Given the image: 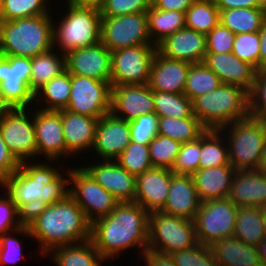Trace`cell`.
Masks as SVG:
<instances>
[{"instance_id": "d4e9b609", "label": "cell", "mask_w": 266, "mask_h": 266, "mask_svg": "<svg viewBox=\"0 0 266 266\" xmlns=\"http://www.w3.org/2000/svg\"><path fill=\"white\" fill-rule=\"evenodd\" d=\"M190 64L168 59L156 52L151 64L149 87L159 92L184 93Z\"/></svg>"}, {"instance_id": "7bdbcfd3", "label": "cell", "mask_w": 266, "mask_h": 266, "mask_svg": "<svg viewBox=\"0 0 266 266\" xmlns=\"http://www.w3.org/2000/svg\"><path fill=\"white\" fill-rule=\"evenodd\" d=\"M45 2L46 0H3L0 21L49 14Z\"/></svg>"}, {"instance_id": "7a4b0ae2", "label": "cell", "mask_w": 266, "mask_h": 266, "mask_svg": "<svg viewBox=\"0 0 266 266\" xmlns=\"http://www.w3.org/2000/svg\"><path fill=\"white\" fill-rule=\"evenodd\" d=\"M29 229L31 236L41 243L43 254L91 237V222L70 195L61 202L48 205Z\"/></svg>"}, {"instance_id": "7c38bea8", "label": "cell", "mask_w": 266, "mask_h": 266, "mask_svg": "<svg viewBox=\"0 0 266 266\" xmlns=\"http://www.w3.org/2000/svg\"><path fill=\"white\" fill-rule=\"evenodd\" d=\"M111 82L71 74V94L65 110L101 118L111 110Z\"/></svg>"}, {"instance_id": "f907efd6", "label": "cell", "mask_w": 266, "mask_h": 266, "mask_svg": "<svg viewBox=\"0 0 266 266\" xmlns=\"http://www.w3.org/2000/svg\"><path fill=\"white\" fill-rule=\"evenodd\" d=\"M234 40L235 34L219 23L206 35V53L232 52Z\"/></svg>"}, {"instance_id": "f546056e", "label": "cell", "mask_w": 266, "mask_h": 266, "mask_svg": "<svg viewBox=\"0 0 266 266\" xmlns=\"http://www.w3.org/2000/svg\"><path fill=\"white\" fill-rule=\"evenodd\" d=\"M234 236L246 244L257 246L266 237L264 208L238 207Z\"/></svg>"}, {"instance_id": "6125c7cd", "label": "cell", "mask_w": 266, "mask_h": 266, "mask_svg": "<svg viewBox=\"0 0 266 266\" xmlns=\"http://www.w3.org/2000/svg\"><path fill=\"white\" fill-rule=\"evenodd\" d=\"M262 266H266V237L256 246Z\"/></svg>"}, {"instance_id": "83f0119b", "label": "cell", "mask_w": 266, "mask_h": 266, "mask_svg": "<svg viewBox=\"0 0 266 266\" xmlns=\"http://www.w3.org/2000/svg\"><path fill=\"white\" fill-rule=\"evenodd\" d=\"M235 172L231 164L198 169L192 177L200 201L228 198Z\"/></svg>"}, {"instance_id": "8fae6325", "label": "cell", "mask_w": 266, "mask_h": 266, "mask_svg": "<svg viewBox=\"0 0 266 266\" xmlns=\"http://www.w3.org/2000/svg\"><path fill=\"white\" fill-rule=\"evenodd\" d=\"M156 45L142 44L111 52V86L126 84L146 85L150 79Z\"/></svg>"}, {"instance_id": "836d02e7", "label": "cell", "mask_w": 266, "mask_h": 266, "mask_svg": "<svg viewBox=\"0 0 266 266\" xmlns=\"http://www.w3.org/2000/svg\"><path fill=\"white\" fill-rule=\"evenodd\" d=\"M146 14L149 37L152 40L156 36L154 45L185 27V12L159 10L152 5Z\"/></svg>"}, {"instance_id": "680465c9", "label": "cell", "mask_w": 266, "mask_h": 266, "mask_svg": "<svg viewBox=\"0 0 266 266\" xmlns=\"http://www.w3.org/2000/svg\"><path fill=\"white\" fill-rule=\"evenodd\" d=\"M219 11L234 8H257L261 7L257 0H214Z\"/></svg>"}, {"instance_id": "8992f818", "label": "cell", "mask_w": 266, "mask_h": 266, "mask_svg": "<svg viewBox=\"0 0 266 266\" xmlns=\"http://www.w3.org/2000/svg\"><path fill=\"white\" fill-rule=\"evenodd\" d=\"M68 13L53 27V46L57 42L64 54L78 48L90 47L101 42L100 8L76 6L68 3ZM56 28V29H55Z\"/></svg>"}, {"instance_id": "6da1fadb", "label": "cell", "mask_w": 266, "mask_h": 266, "mask_svg": "<svg viewBox=\"0 0 266 266\" xmlns=\"http://www.w3.org/2000/svg\"><path fill=\"white\" fill-rule=\"evenodd\" d=\"M149 214L136 202H119L111 214L96 218L90 239L102 258H112L137 245L144 253L148 249Z\"/></svg>"}, {"instance_id": "ab89813d", "label": "cell", "mask_w": 266, "mask_h": 266, "mask_svg": "<svg viewBox=\"0 0 266 266\" xmlns=\"http://www.w3.org/2000/svg\"><path fill=\"white\" fill-rule=\"evenodd\" d=\"M70 94L71 74L65 70L43 85L35 94V97L41 95L48 102V106L46 108L44 107L43 110L59 111L66 109L68 106Z\"/></svg>"}, {"instance_id": "44dd1931", "label": "cell", "mask_w": 266, "mask_h": 266, "mask_svg": "<svg viewBox=\"0 0 266 266\" xmlns=\"http://www.w3.org/2000/svg\"><path fill=\"white\" fill-rule=\"evenodd\" d=\"M34 114L37 155L44 153L45 157L54 161L66 153L61 113L40 108Z\"/></svg>"}, {"instance_id": "cb8c5ba5", "label": "cell", "mask_w": 266, "mask_h": 266, "mask_svg": "<svg viewBox=\"0 0 266 266\" xmlns=\"http://www.w3.org/2000/svg\"><path fill=\"white\" fill-rule=\"evenodd\" d=\"M200 204L192 175L173 173L166 204L160 211L194 220Z\"/></svg>"}, {"instance_id": "5b68a950", "label": "cell", "mask_w": 266, "mask_h": 266, "mask_svg": "<svg viewBox=\"0 0 266 266\" xmlns=\"http://www.w3.org/2000/svg\"><path fill=\"white\" fill-rule=\"evenodd\" d=\"M192 106L193 114L206 129L223 131L232 122L249 116L248 91L238 85L222 83L215 90L196 97Z\"/></svg>"}, {"instance_id": "8d00e7d4", "label": "cell", "mask_w": 266, "mask_h": 266, "mask_svg": "<svg viewBox=\"0 0 266 266\" xmlns=\"http://www.w3.org/2000/svg\"><path fill=\"white\" fill-rule=\"evenodd\" d=\"M154 112L158 117L187 118L193 114L192 100L184 93H169L153 90Z\"/></svg>"}, {"instance_id": "e575fe53", "label": "cell", "mask_w": 266, "mask_h": 266, "mask_svg": "<svg viewBox=\"0 0 266 266\" xmlns=\"http://www.w3.org/2000/svg\"><path fill=\"white\" fill-rule=\"evenodd\" d=\"M206 130L197 117L158 118V135L171 138L181 144L196 140Z\"/></svg>"}, {"instance_id": "ac0fdd59", "label": "cell", "mask_w": 266, "mask_h": 266, "mask_svg": "<svg viewBox=\"0 0 266 266\" xmlns=\"http://www.w3.org/2000/svg\"><path fill=\"white\" fill-rule=\"evenodd\" d=\"M156 48L168 59L202 63L206 55V35L184 27L165 37Z\"/></svg>"}, {"instance_id": "52a82bcc", "label": "cell", "mask_w": 266, "mask_h": 266, "mask_svg": "<svg viewBox=\"0 0 266 266\" xmlns=\"http://www.w3.org/2000/svg\"><path fill=\"white\" fill-rule=\"evenodd\" d=\"M199 244L194 220L153 211L149 214L148 249L172 254Z\"/></svg>"}, {"instance_id": "94428289", "label": "cell", "mask_w": 266, "mask_h": 266, "mask_svg": "<svg viewBox=\"0 0 266 266\" xmlns=\"http://www.w3.org/2000/svg\"><path fill=\"white\" fill-rule=\"evenodd\" d=\"M104 0H68V3L76 6H92L100 8Z\"/></svg>"}, {"instance_id": "74e56055", "label": "cell", "mask_w": 266, "mask_h": 266, "mask_svg": "<svg viewBox=\"0 0 266 266\" xmlns=\"http://www.w3.org/2000/svg\"><path fill=\"white\" fill-rule=\"evenodd\" d=\"M222 84L221 79L203 62L190 64L184 94L194 100L196 97L215 90Z\"/></svg>"}, {"instance_id": "b9f144b4", "label": "cell", "mask_w": 266, "mask_h": 266, "mask_svg": "<svg viewBox=\"0 0 266 266\" xmlns=\"http://www.w3.org/2000/svg\"><path fill=\"white\" fill-rule=\"evenodd\" d=\"M180 147V142L156 135L148 145L152 166L171 169L180 151Z\"/></svg>"}, {"instance_id": "60d3db41", "label": "cell", "mask_w": 266, "mask_h": 266, "mask_svg": "<svg viewBox=\"0 0 266 266\" xmlns=\"http://www.w3.org/2000/svg\"><path fill=\"white\" fill-rule=\"evenodd\" d=\"M115 160L134 176L143 174L153 168L148 145L136 142H131Z\"/></svg>"}, {"instance_id": "4316f807", "label": "cell", "mask_w": 266, "mask_h": 266, "mask_svg": "<svg viewBox=\"0 0 266 266\" xmlns=\"http://www.w3.org/2000/svg\"><path fill=\"white\" fill-rule=\"evenodd\" d=\"M66 142V154L78 152L94 146L99 118L59 110Z\"/></svg>"}, {"instance_id": "c3c4849f", "label": "cell", "mask_w": 266, "mask_h": 266, "mask_svg": "<svg viewBox=\"0 0 266 266\" xmlns=\"http://www.w3.org/2000/svg\"><path fill=\"white\" fill-rule=\"evenodd\" d=\"M249 115L266 121V69L257 70L252 89L248 92Z\"/></svg>"}, {"instance_id": "11a10c76", "label": "cell", "mask_w": 266, "mask_h": 266, "mask_svg": "<svg viewBox=\"0 0 266 266\" xmlns=\"http://www.w3.org/2000/svg\"><path fill=\"white\" fill-rule=\"evenodd\" d=\"M47 206L48 204L40 199H35L32 202L22 205L18 209L17 220L19 224L24 227H30Z\"/></svg>"}, {"instance_id": "9c48e42d", "label": "cell", "mask_w": 266, "mask_h": 266, "mask_svg": "<svg viewBox=\"0 0 266 266\" xmlns=\"http://www.w3.org/2000/svg\"><path fill=\"white\" fill-rule=\"evenodd\" d=\"M31 74V58L0 55V109L26 108L32 103Z\"/></svg>"}, {"instance_id": "f35d334b", "label": "cell", "mask_w": 266, "mask_h": 266, "mask_svg": "<svg viewBox=\"0 0 266 266\" xmlns=\"http://www.w3.org/2000/svg\"><path fill=\"white\" fill-rule=\"evenodd\" d=\"M220 130L207 129L201 135L199 169L220 167L230 164L229 148L221 145ZM221 140V141H220Z\"/></svg>"}, {"instance_id": "ee69618b", "label": "cell", "mask_w": 266, "mask_h": 266, "mask_svg": "<svg viewBox=\"0 0 266 266\" xmlns=\"http://www.w3.org/2000/svg\"><path fill=\"white\" fill-rule=\"evenodd\" d=\"M232 53L260 70V34L258 32L235 35Z\"/></svg>"}, {"instance_id": "003e7915", "label": "cell", "mask_w": 266, "mask_h": 266, "mask_svg": "<svg viewBox=\"0 0 266 266\" xmlns=\"http://www.w3.org/2000/svg\"><path fill=\"white\" fill-rule=\"evenodd\" d=\"M264 213H265V235H266V206L264 207Z\"/></svg>"}, {"instance_id": "2e32d148", "label": "cell", "mask_w": 266, "mask_h": 266, "mask_svg": "<svg viewBox=\"0 0 266 266\" xmlns=\"http://www.w3.org/2000/svg\"><path fill=\"white\" fill-rule=\"evenodd\" d=\"M65 56L66 70L70 74L110 82L111 51L101 42L90 47L71 50Z\"/></svg>"}, {"instance_id": "be15d7a7", "label": "cell", "mask_w": 266, "mask_h": 266, "mask_svg": "<svg viewBox=\"0 0 266 266\" xmlns=\"http://www.w3.org/2000/svg\"><path fill=\"white\" fill-rule=\"evenodd\" d=\"M258 170L266 173V141L264 144V149L262 151V158Z\"/></svg>"}, {"instance_id": "6f0895ef", "label": "cell", "mask_w": 266, "mask_h": 266, "mask_svg": "<svg viewBox=\"0 0 266 266\" xmlns=\"http://www.w3.org/2000/svg\"><path fill=\"white\" fill-rule=\"evenodd\" d=\"M143 257L147 262L146 266H176L171 254L147 249L143 253Z\"/></svg>"}, {"instance_id": "4dcf8cb0", "label": "cell", "mask_w": 266, "mask_h": 266, "mask_svg": "<svg viewBox=\"0 0 266 266\" xmlns=\"http://www.w3.org/2000/svg\"><path fill=\"white\" fill-rule=\"evenodd\" d=\"M266 19V9L234 8L220 11V23L235 35L258 32Z\"/></svg>"}, {"instance_id": "30bf717a", "label": "cell", "mask_w": 266, "mask_h": 266, "mask_svg": "<svg viewBox=\"0 0 266 266\" xmlns=\"http://www.w3.org/2000/svg\"><path fill=\"white\" fill-rule=\"evenodd\" d=\"M237 209L229 198L201 202L194 218L199 243L210 246L217 240L234 236Z\"/></svg>"}, {"instance_id": "484cf974", "label": "cell", "mask_w": 266, "mask_h": 266, "mask_svg": "<svg viewBox=\"0 0 266 266\" xmlns=\"http://www.w3.org/2000/svg\"><path fill=\"white\" fill-rule=\"evenodd\" d=\"M228 198L237 207L266 206V173L259 170H236Z\"/></svg>"}, {"instance_id": "681fc988", "label": "cell", "mask_w": 266, "mask_h": 266, "mask_svg": "<svg viewBox=\"0 0 266 266\" xmlns=\"http://www.w3.org/2000/svg\"><path fill=\"white\" fill-rule=\"evenodd\" d=\"M152 0H104L100 7L102 17L123 16L138 12H147Z\"/></svg>"}, {"instance_id": "7402d4cb", "label": "cell", "mask_w": 266, "mask_h": 266, "mask_svg": "<svg viewBox=\"0 0 266 266\" xmlns=\"http://www.w3.org/2000/svg\"><path fill=\"white\" fill-rule=\"evenodd\" d=\"M114 161L105 160L103 164L83 168L119 202H134L136 176Z\"/></svg>"}, {"instance_id": "ba28073f", "label": "cell", "mask_w": 266, "mask_h": 266, "mask_svg": "<svg viewBox=\"0 0 266 266\" xmlns=\"http://www.w3.org/2000/svg\"><path fill=\"white\" fill-rule=\"evenodd\" d=\"M230 132V164L236 170H258L266 141V121L249 115L231 123Z\"/></svg>"}, {"instance_id": "ffe728a7", "label": "cell", "mask_w": 266, "mask_h": 266, "mask_svg": "<svg viewBox=\"0 0 266 266\" xmlns=\"http://www.w3.org/2000/svg\"><path fill=\"white\" fill-rule=\"evenodd\" d=\"M173 172L168 168L153 167L136 176L134 202L146 211H160L166 204Z\"/></svg>"}, {"instance_id": "d6986e66", "label": "cell", "mask_w": 266, "mask_h": 266, "mask_svg": "<svg viewBox=\"0 0 266 266\" xmlns=\"http://www.w3.org/2000/svg\"><path fill=\"white\" fill-rule=\"evenodd\" d=\"M130 143L129 121L111 112L99 118L93 148L103 160L116 159Z\"/></svg>"}, {"instance_id": "91938a15", "label": "cell", "mask_w": 266, "mask_h": 266, "mask_svg": "<svg viewBox=\"0 0 266 266\" xmlns=\"http://www.w3.org/2000/svg\"><path fill=\"white\" fill-rule=\"evenodd\" d=\"M260 34V70L266 69V19L264 20Z\"/></svg>"}, {"instance_id": "d590c367", "label": "cell", "mask_w": 266, "mask_h": 266, "mask_svg": "<svg viewBox=\"0 0 266 266\" xmlns=\"http://www.w3.org/2000/svg\"><path fill=\"white\" fill-rule=\"evenodd\" d=\"M220 23L214 0H195L185 12V27L207 35Z\"/></svg>"}, {"instance_id": "03108f58", "label": "cell", "mask_w": 266, "mask_h": 266, "mask_svg": "<svg viewBox=\"0 0 266 266\" xmlns=\"http://www.w3.org/2000/svg\"><path fill=\"white\" fill-rule=\"evenodd\" d=\"M3 11V0H0V17Z\"/></svg>"}, {"instance_id": "9a60e30c", "label": "cell", "mask_w": 266, "mask_h": 266, "mask_svg": "<svg viewBox=\"0 0 266 266\" xmlns=\"http://www.w3.org/2000/svg\"><path fill=\"white\" fill-rule=\"evenodd\" d=\"M26 108L0 109V131L5 144L17 160L22 163L37 155L34 116L30 122Z\"/></svg>"}, {"instance_id": "e0dca14e", "label": "cell", "mask_w": 266, "mask_h": 266, "mask_svg": "<svg viewBox=\"0 0 266 266\" xmlns=\"http://www.w3.org/2000/svg\"><path fill=\"white\" fill-rule=\"evenodd\" d=\"M110 112L126 121L154 112L153 90L148 84L112 86ZM117 112L124 114V117L118 115Z\"/></svg>"}, {"instance_id": "f6af8a7d", "label": "cell", "mask_w": 266, "mask_h": 266, "mask_svg": "<svg viewBox=\"0 0 266 266\" xmlns=\"http://www.w3.org/2000/svg\"><path fill=\"white\" fill-rule=\"evenodd\" d=\"M201 136L196 140L181 144L173 167L174 174L193 175L199 169Z\"/></svg>"}, {"instance_id": "5bb4252c", "label": "cell", "mask_w": 266, "mask_h": 266, "mask_svg": "<svg viewBox=\"0 0 266 266\" xmlns=\"http://www.w3.org/2000/svg\"><path fill=\"white\" fill-rule=\"evenodd\" d=\"M69 170V179L75 186V188L70 189V196L76 201L91 223L96 217L109 215L115 210L119 201L84 168ZM93 214L97 216L95 217Z\"/></svg>"}, {"instance_id": "bcb514c9", "label": "cell", "mask_w": 266, "mask_h": 266, "mask_svg": "<svg viewBox=\"0 0 266 266\" xmlns=\"http://www.w3.org/2000/svg\"><path fill=\"white\" fill-rule=\"evenodd\" d=\"M176 266H218L210 247L202 243L171 254Z\"/></svg>"}, {"instance_id": "d6a6232c", "label": "cell", "mask_w": 266, "mask_h": 266, "mask_svg": "<svg viewBox=\"0 0 266 266\" xmlns=\"http://www.w3.org/2000/svg\"><path fill=\"white\" fill-rule=\"evenodd\" d=\"M53 250L57 251L54 261L58 266H100V261L104 260L91 239L82 244L59 246Z\"/></svg>"}, {"instance_id": "f1b7e54d", "label": "cell", "mask_w": 266, "mask_h": 266, "mask_svg": "<svg viewBox=\"0 0 266 266\" xmlns=\"http://www.w3.org/2000/svg\"><path fill=\"white\" fill-rule=\"evenodd\" d=\"M209 247L218 266H262L257 247L235 236L217 240Z\"/></svg>"}, {"instance_id": "9f6ffc18", "label": "cell", "mask_w": 266, "mask_h": 266, "mask_svg": "<svg viewBox=\"0 0 266 266\" xmlns=\"http://www.w3.org/2000/svg\"><path fill=\"white\" fill-rule=\"evenodd\" d=\"M195 0H152V5L164 11L186 12Z\"/></svg>"}, {"instance_id": "1f68e13d", "label": "cell", "mask_w": 266, "mask_h": 266, "mask_svg": "<svg viewBox=\"0 0 266 266\" xmlns=\"http://www.w3.org/2000/svg\"><path fill=\"white\" fill-rule=\"evenodd\" d=\"M50 49L40 55L31 58L32 74L30 77L29 88L36 94L38 90L55 76L60 75L66 70V56L59 58Z\"/></svg>"}, {"instance_id": "f5cc1de1", "label": "cell", "mask_w": 266, "mask_h": 266, "mask_svg": "<svg viewBox=\"0 0 266 266\" xmlns=\"http://www.w3.org/2000/svg\"><path fill=\"white\" fill-rule=\"evenodd\" d=\"M6 235L0 236V263H15L22 257L21 244L16 238Z\"/></svg>"}, {"instance_id": "e7e4bbea", "label": "cell", "mask_w": 266, "mask_h": 266, "mask_svg": "<svg viewBox=\"0 0 266 266\" xmlns=\"http://www.w3.org/2000/svg\"><path fill=\"white\" fill-rule=\"evenodd\" d=\"M259 2V5L266 9V0H257Z\"/></svg>"}, {"instance_id": "7dc6e473", "label": "cell", "mask_w": 266, "mask_h": 266, "mask_svg": "<svg viewBox=\"0 0 266 266\" xmlns=\"http://www.w3.org/2000/svg\"><path fill=\"white\" fill-rule=\"evenodd\" d=\"M158 118V115L152 112L129 121L131 142L149 145L158 135Z\"/></svg>"}, {"instance_id": "4fadbf2b", "label": "cell", "mask_w": 266, "mask_h": 266, "mask_svg": "<svg viewBox=\"0 0 266 266\" xmlns=\"http://www.w3.org/2000/svg\"><path fill=\"white\" fill-rule=\"evenodd\" d=\"M146 12L102 17L101 43L111 52L120 48L151 43Z\"/></svg>"}, {"instance_id": "3957f363", "label": "cell", "mask_w": 266, "mask_h": 266, "mask_svg": "<svg viewBox=\"0 0 266 266\" xmlns=\"http://www.w3.org/2000/svg\"><path fill=\"white\" fill-rule=\"evenodd\" d=\"M26 164V161L22 162L16 172L0 183L18 209L35 199L50 205L61 202L70 195V188H65L70 180L62 178L53 166Z\"/></svg>"}, {"instance_id": "277c9868", "label": "cell", "mask_w": 266, "mask_h": 266, "mask_svg": "<svg viewBox=\"0 0 266 266\" xmlns=\"http://www.w3.org/2000/svg\"><path fill=\"white\" fill-rule=\"evenodd\" d=\"M49 14L0 21V55L35 57L53 49Z\"/></svg>"}, {"instance_id": "603a6c76", "label": "cell", "mask_w": 266, "mask_h": 266, "mask_svg": "<svg viewBox=\"0 0 266 266\" xmlns=\"http://www.w3.org/2000/svg\"><path fill=\"white\" fill-rule=\"evenodd\" d=\"M203 63L221 79L222 83L241 86L248 92L252 89L257 69L240 60L232 52L206 53Z\"/></svg>"}, {"instance_id": "816d5d0a", "label": "cell", "mask_w": 266, "mask_h": 266, "mask_svg": "<svg viewBox=\"0 0 266 266\" xmlns=\"http://www.w3.org/2000/svg\"><path fill=\"white\" fill-rule=\"evenodd\" d=\"M7 198H0V236L4 233H8L13 225V230L18 231L19 234H25L31 237L29 227H24L19 224V221H15V216H18V208L11 200L10 196L6 193ZM15 223L13 224V222Z\"/></svg>"}, {"instance_id": "db71d44e", "label": "cell", "mask_w": 266, "mask_h": 266, "mask_svg": "<svg viewBox=\"0 0 266 266\" xmlns=\"http://www.w3.org/2000/svg\"><path fill=\"white\" fill-rule=\"evenodd\" d=\"M20 162L8 149L0 131V183L11 176L20 167Z\"/></svg>"}]
</instances>
